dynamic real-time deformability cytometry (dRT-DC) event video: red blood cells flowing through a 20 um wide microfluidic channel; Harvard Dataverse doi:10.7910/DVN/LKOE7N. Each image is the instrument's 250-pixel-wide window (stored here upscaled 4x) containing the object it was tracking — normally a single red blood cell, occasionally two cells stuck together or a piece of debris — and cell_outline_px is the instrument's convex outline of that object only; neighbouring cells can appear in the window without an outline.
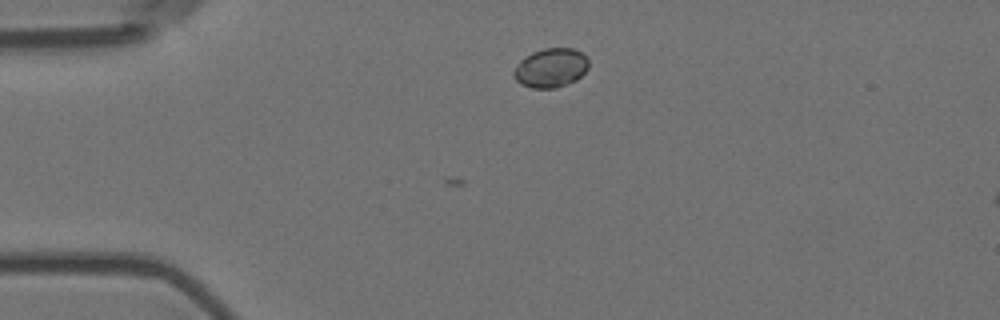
{"species": "Egyptian fruit bat (a non-hibernating species)", "species_latin": "Rousettus aegyptiacus", "temperature_condition": "room temperature", "stored_images_in_passage": 3, "camera_frame_rate_fps": 3000, "um_per_image_px": 0.085, "animal": {"sex": "female"}, "frame": {"image": 1, "passage_image": 3, "time_ms": 0.667, "image_size_px": [1000, 320], "cell_outline_px": [[588, 68], [576, 80], [556, 88], [532, 88], [520, 84], [512, 76], [512, 72], [520, 60], [524, 56], [532, 52], [544, 48], [572, 48], [580, 52], [588, 60]], "centroid_in_image_um": [46.77, 5.77], "position_along_channel_um": 38.2, "area_um2": 17.11}}